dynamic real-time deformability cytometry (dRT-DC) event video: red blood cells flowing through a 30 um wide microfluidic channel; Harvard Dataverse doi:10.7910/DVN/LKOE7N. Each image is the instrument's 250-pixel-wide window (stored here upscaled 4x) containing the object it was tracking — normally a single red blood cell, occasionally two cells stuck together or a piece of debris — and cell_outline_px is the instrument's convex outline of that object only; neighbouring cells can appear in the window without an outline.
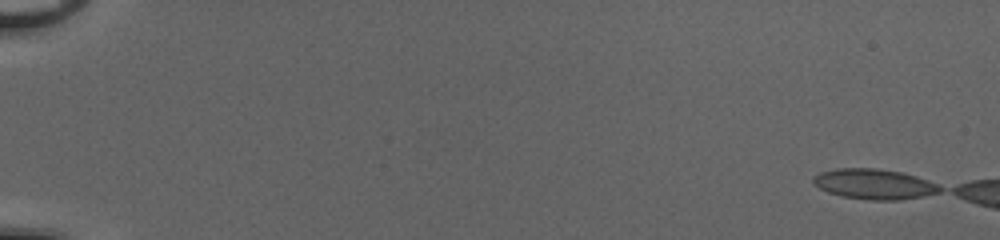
{"species": "common noctule bat (a hibernating species)", "species_latin": "Nyctalus noctula", "temperature_condition": "cold", "stored_images_in_passage": 6, "camera_frame_rate_fps": 3000, "um_per_image_px": 0.085, "animal": {"sex": "female", "body_mass_g": 20.0, "forearm_length_mm": 54.0}, "frame": {"image": 1, "passage_image": 1, "time_ms": 0.0, "image_size_px": [1000, 240], "cell_outline_px": [[944, 188], [940, 192], [920, 196], [896, 200], [872, 200], [844, 196], [828, 192], [820, 188], [812, 180], [816, 176], [824, 172], [844, 168], [872, 168], [900, 172], [936, 184]], "centroid_in_image_um": [74.32, 15.66], "position_along_channel_um": 10.7, "area_um2": 21.44}}